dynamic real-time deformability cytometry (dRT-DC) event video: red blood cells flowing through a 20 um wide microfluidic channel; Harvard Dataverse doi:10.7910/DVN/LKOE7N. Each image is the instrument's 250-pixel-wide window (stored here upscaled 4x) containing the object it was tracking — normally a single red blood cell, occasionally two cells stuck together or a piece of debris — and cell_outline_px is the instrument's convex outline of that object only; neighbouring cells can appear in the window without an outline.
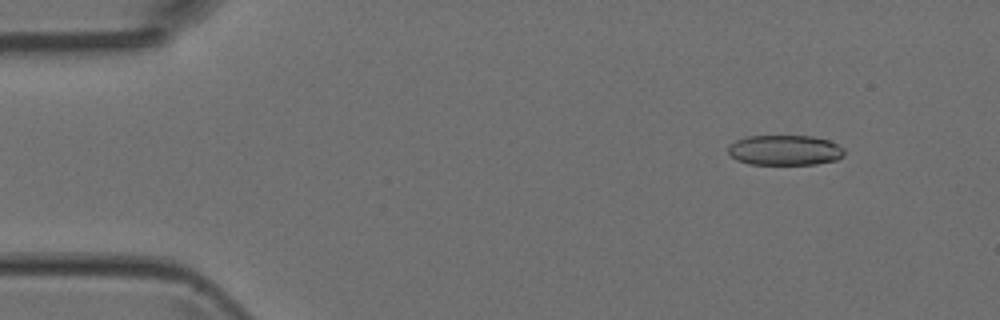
{"species": "Egyptian fruit bat (a non-hibernating species)", "species_latin": "Rousettus aegyptiacus", "temperature_condition": "room temperature", "stored_images_in_passage": 43, "camera_frame_rate_fps": 3000, "um_per_image_px": 0.085, "animal": {"sex": "female"}, "frame": {"image": 1, "passage_image": 4, "time_ms": 1.0, "image_size_px": [1000, 320], "cell_outline_px": [[844, 156], [836, 160], [816, 164], [748, 164], [736, 160], [728, 152], [728, 148], [736, 140], [748, 136], [812, 136], [828, 140], [844, 148]], "centroid_in_image_um": [66.72, 12.77], "position_along_channel_um": 18.3, "area_um2": 20.4}}
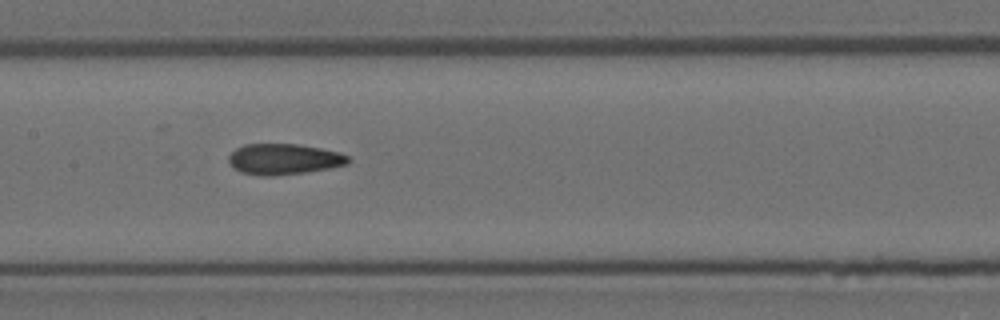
{"frame": {"image": 2, "passage_image": 22, "time_ms": 7.0, "image_size_px": [1000, 320], "cell_outline_px": [[352, 160], [348, 164], [308, 172], [272, 176], [260, 176], [240, 172], [232, 168], [228, 160], [228, 156], [236, 148], [244, 144], [296, 144], [320, 148], [340, 152], [348, 156]], "centroid_in_image_um": [24.11, 13.53], "position_along_channel_um": 183.3, "area_um2": 21.68}}
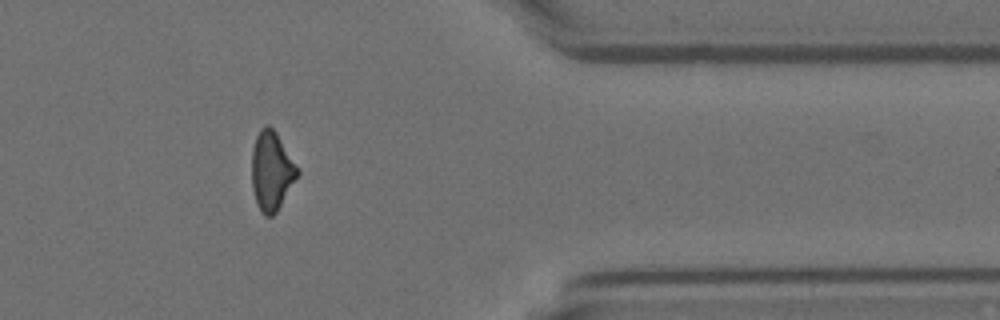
{"frame": {"image": 3, "passage_image": 38, "time_ms": 12.333, "image_size_px": [1000, 320], "cell_outline_px": [[300, 172], [276, 212], [272, 216], [264, 216], [260, 212], [256, 204], [252, 188], [252, 148], [256, 136], [260, 128], [264, 124], [268, 124], [276, 132]], "centroid_in_image_um": [23.05, 14.53], "position_along_channel_um": 388.3, "area_um2": 20.92}}